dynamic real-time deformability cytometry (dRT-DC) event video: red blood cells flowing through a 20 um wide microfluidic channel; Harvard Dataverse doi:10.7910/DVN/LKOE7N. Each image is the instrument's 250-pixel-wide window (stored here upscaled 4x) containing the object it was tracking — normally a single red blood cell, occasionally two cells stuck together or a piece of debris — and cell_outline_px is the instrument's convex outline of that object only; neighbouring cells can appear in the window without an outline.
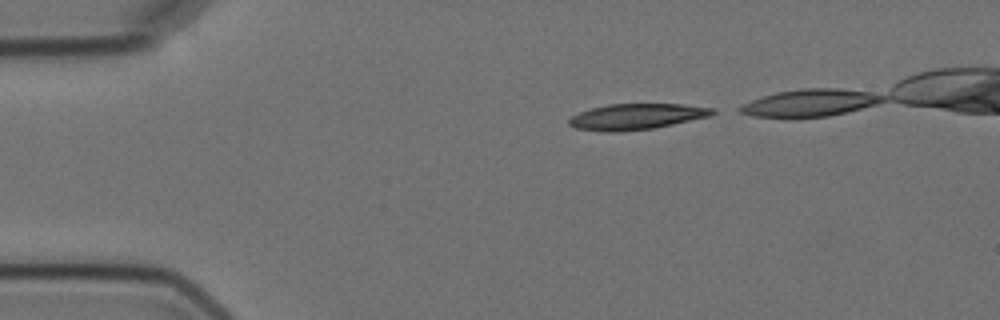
{"species": "Egyptian fruit bat (a non-hibernating species)", "species_latin": "Rousettus aegyptiacus", "temperature_condition": "cold", "stored_images_in_passage": 3, "camera_frame_rate_fps": 3000, "um_per_image_px": 0.085, "animal": {"sex": "female"}, "frame": {"image": 1, "passage_image": 1, "time_ms": 0.0, "image_size_px": [1000, 320], "cell_outline_px": [[716, 112], [712, 116], [652, 128], [616, 132], [604, 132], [576, 128], [568, 124], [568, 120], [572, 116], [580, 112], [592, 108], [608, 104], [684, 104], [712, 108]], "centroid_in_image_um": [54.1, 9.91], "position_along_channel_um": 30.9, "area_um2": 21.5}}